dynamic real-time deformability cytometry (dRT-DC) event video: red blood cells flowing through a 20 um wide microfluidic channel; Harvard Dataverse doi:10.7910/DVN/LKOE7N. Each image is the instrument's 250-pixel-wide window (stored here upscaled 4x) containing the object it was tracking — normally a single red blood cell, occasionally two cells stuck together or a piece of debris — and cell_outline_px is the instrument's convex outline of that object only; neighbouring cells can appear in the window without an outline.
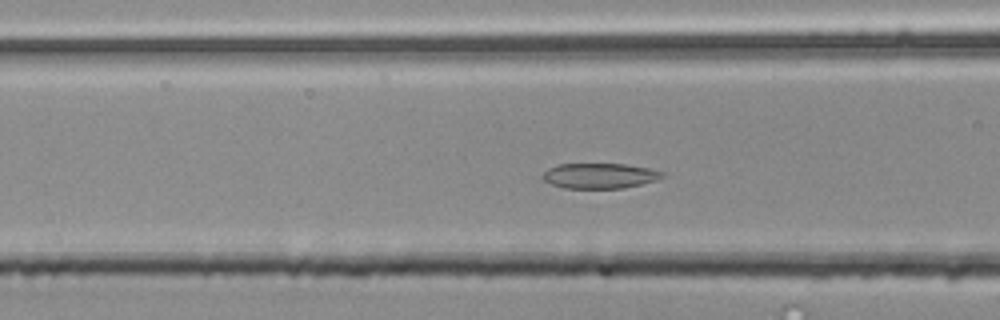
{"species": "common noctule bat (a hibernating species)", "species_latin": "Nyctalus noctula", "temperature_condition": "room temperature", "stored_images_in_passage": 54, "segment_of_instrument_passage": [2, 2], "camera_frame_rate_fps": 3000, "um_per_image_px": 0.085, "animal": {"sex": "male", "body_mass_g": 20.4}, "frame": {"image": 1, "passage_image": 20, "time_ms": 6.333, "image_size_px": [1000, 320], "cell_outline_px": [[664, 176], [640, 184], [620, 188], [564, 188], [552, 184], [544, 180], [544, 172], [548, 168], [556, 164], [624, 164], [652, 168], [664, 172]], "centroid_in_image_um": [50.96, 14.93], "position_along_channel_um": 115.6, "area_um2": 17.4}}
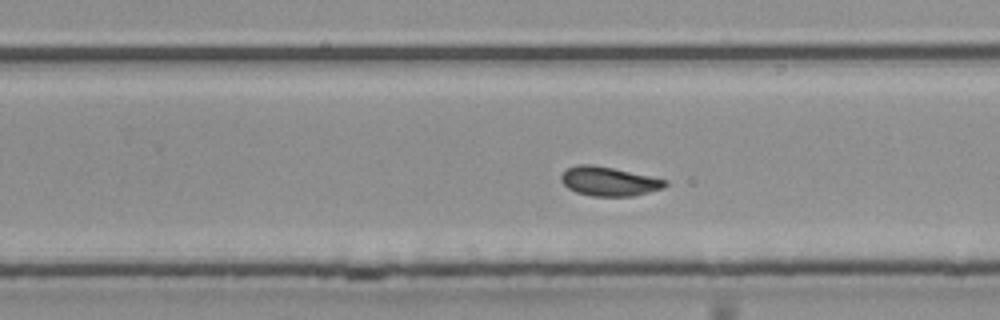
{"frame": {"image": 2, "passage_image": 33, "time_ms": 10.667, "image_size_px": [1000, 320], "cell_outline_px": [[668, 184], [664, 188], [632, 196], [592, 196], [576, 192], [568, 188], [560, 180], [560, 176], [568, 168], [580, 164], [588, 164], [612, 168], [668, 180]], "centroid_in_image_um": [51.76, 15.42], "position_along_channel_um": 278.0, "area_um2": 17.46}}
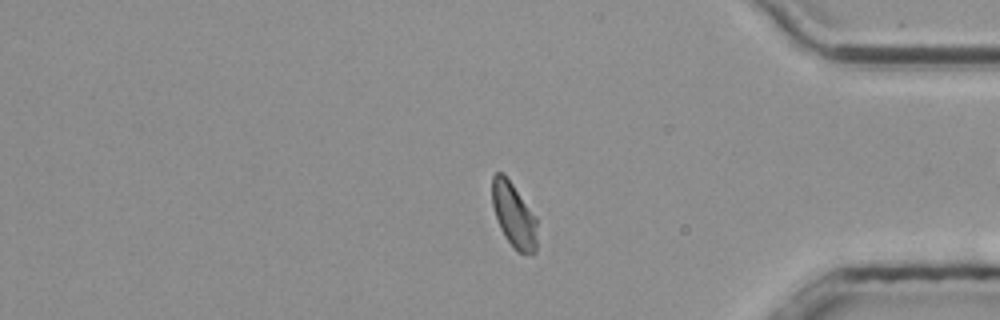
{"frame": {"image": 3, "passage_image": 44, "time_ms": 14.333, "image_size_px": [1000, 320], "cell_outline_px": [[536, 252], [516, 252], [504, 236], [500, 228], [492, 204], [492, 176], [496, 172], [504, 172], [536, 216]], "centroid_in_image_um": [43.66, 18.25], "position_along_channel_um": 391.5, "area_um2": 16.94}}